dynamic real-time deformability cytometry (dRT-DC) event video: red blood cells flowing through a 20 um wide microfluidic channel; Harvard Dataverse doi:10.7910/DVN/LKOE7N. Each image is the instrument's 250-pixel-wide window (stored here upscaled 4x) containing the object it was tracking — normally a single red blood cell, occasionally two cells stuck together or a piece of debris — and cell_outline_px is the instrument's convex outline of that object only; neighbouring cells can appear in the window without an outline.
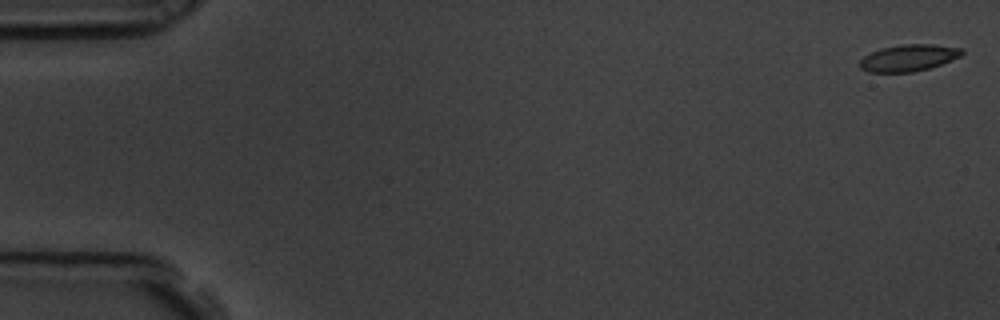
{"species": "common noctule bat (a hibernating species)", "species_latin": "Nyctalus noctula", "temperature_condition": "room temperature", "stored_images_in_passage": 10, "camera_frame_rate_fps": 3000, "um_per_image_px": 0.085, "animal": {"sex": "male", "body_mass_g": 19.5, "forearm_length_mm": 54.6}, "frame": {"image": 1, "passage_image": 1, "time_ms": 0.0, "image_size_px": [1000, 320], "cell_outline_px": [[964, 52], [960, 56], [940, 64], [928, 68], [912, 72], [868, 72], [860, 68], [860, 60], [864, 56], [880, 48], [904, 44], [932, 44], [964, 48]], "centroid_in_image_um": [77.23, 4.91], "position_along_channel_um": 7.8, "area_um2": 15.78}}
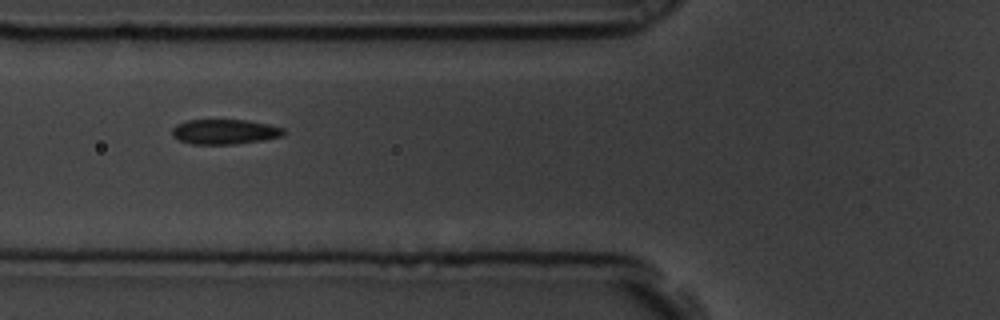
{"frame": {"image": 2, "passage_image": 7, "time_ms": 2.0, "image_size_px": [1000, 320], "cell_outline_px": [[284, 136], [264, 140], [236, 144], [192, 144], [180, 140], [172, 136], [172, 128], [176, 124], [188, 120], [248, 120], [268, 124], [284, 128]], "centroid_in_image_um": [19.11, 11.2], "position_along_channel_um": 106.7, "area_um2": 16.3}}
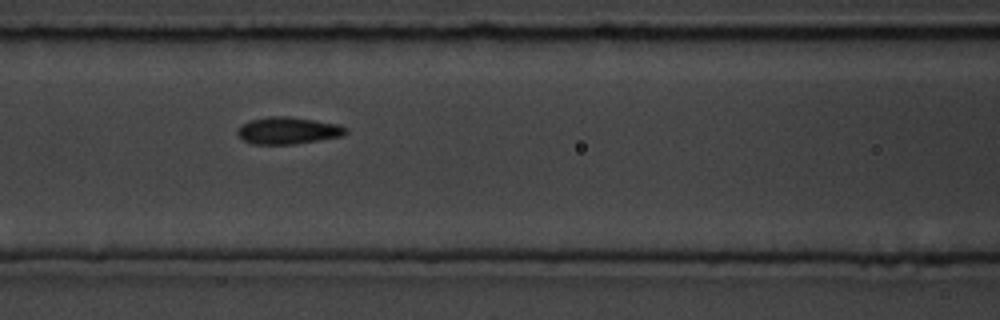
{"frame": {"image": 3, "passage_image": 8, "time_ms": 2.333, "image_size_px": [1000, 320], "cell_outline_px": [[348, 132], [344, 136], [292, 144], [252, 144], [244, 140], [236, 132], [248, 120], [268, 116], [288, 116], [336, 124], [348, 128]], "centroid_in_image_um": [24.49, 11.09], "position_along_channel_um": 142.1, "area_um2": 16.88}}